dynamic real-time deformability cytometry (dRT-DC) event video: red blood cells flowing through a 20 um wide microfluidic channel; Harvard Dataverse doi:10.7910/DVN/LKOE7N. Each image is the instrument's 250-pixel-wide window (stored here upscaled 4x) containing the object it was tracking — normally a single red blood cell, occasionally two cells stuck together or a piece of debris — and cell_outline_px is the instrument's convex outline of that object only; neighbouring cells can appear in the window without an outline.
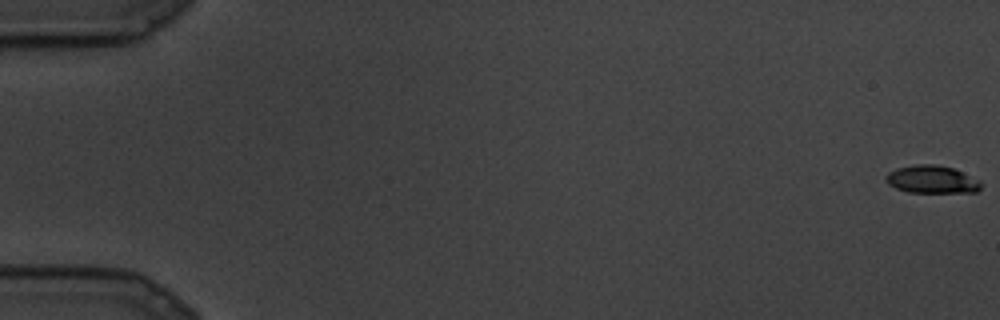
{"species": "common noctule bat (a hibernating species)", "species_latin": "Nyctalus noctula", "temperature_condition": "cold", "stored_images_in_passage": 95, "camera_frame_rate_fps": 3000, "um_per_image_px": 0.085, "animal": {"sex": "male", "body_mass_g": 19.5, "forearm_length_mm": 54.6}, "frame": {"image": 1, "passage_image": 1, "time_ms": 0.0, "image_size_px": [1000, 320], "cell_outline_px": [[980, 188], [976, 192], [908, 192], [896, 188], [888, 184], [884, 180], [888, 172], [896, 168], [916, 164], [936, 164], [952, 168], [980, 180]], "centroid_in_image_um": [79.17, 15.25], "position_along_channel_um": 5.8, "area_um2": 15.32}}
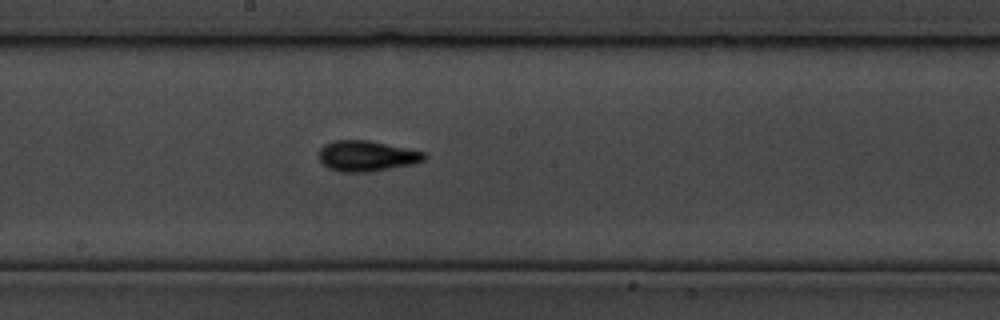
{"frame": {"image": 2, "passage_image": 52, "time_ms": 17.0, "image_size_px": [1000, 320], "cell_outline_px": [[428, 156], [424, 160], [412, 164], [368, 172], [340, 172], [328, 168], [320, 160], [320, 148], [324, 144], [336, 140], [368, 140], [424, 152]], "centroid_in_image_um": [31.16, 13.26], "position_along_channel_um": 217.0, "area_um2": 18.61}}
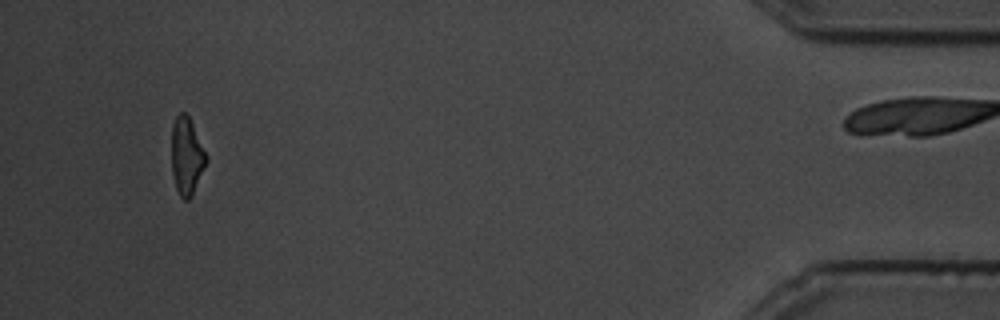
{"frame": {"image": 3, "passage_image": 89, "time_ms": 29.333, "image_size_px": [1000, 320], "cell_outline_px": [[208, 160], [192, 196], [188, 200], [184, 200], [180, 196], [176, 188], [172, 172], [172, 124], [176, 116], [180, 112], [184, 112], [188, 116], [208, 156]], "centroid_in_image_um": [15.87, 13.28], "position_along_channel_um": 419.3, "area_um2": 15.61}}